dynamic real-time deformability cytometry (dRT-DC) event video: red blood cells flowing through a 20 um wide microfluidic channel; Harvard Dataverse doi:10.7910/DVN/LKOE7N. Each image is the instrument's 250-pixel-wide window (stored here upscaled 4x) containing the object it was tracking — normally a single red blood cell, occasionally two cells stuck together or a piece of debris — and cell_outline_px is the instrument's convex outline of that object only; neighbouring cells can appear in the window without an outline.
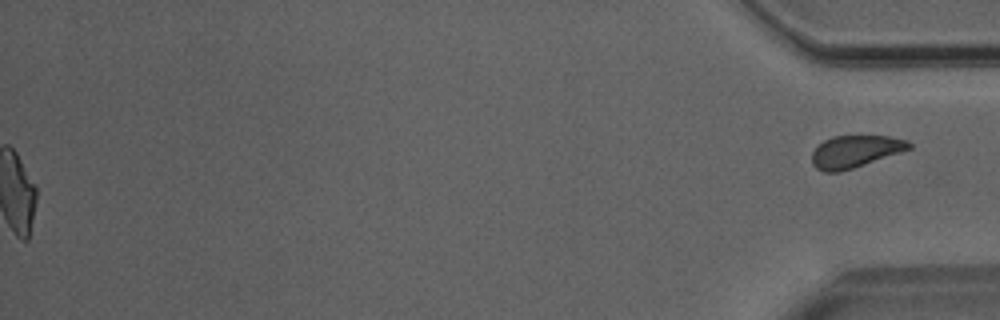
{"species": "Egyptian fruit bat (a non-hibernating species)", "species_latin": "Rousettus aegyptiacus", "temperature_condition": "room temperature", "stored_images_in_passage": 49, "segment_of_instrument_passage": [2, 2], "camera_frame_rate_fps": 3000, "um_per_image_px": 0.085, "animal": {"sex": "male"}, "frame": {"image": 1, "passage_image": 49, "time_ms": 16.0, "image_size_px": [1000, 320], "cell_outline_px": [[912, 148], [840, 172], [824, 172], [816, 168], [812, 164], [812, 152], [824, 140], [832, 136], [888, 136], [908, 140], [912, 144]], "centroid_in_image_um": [72.68, 12.87], "position_along_channel_um": 362.5, "area_um2": 18.03}}